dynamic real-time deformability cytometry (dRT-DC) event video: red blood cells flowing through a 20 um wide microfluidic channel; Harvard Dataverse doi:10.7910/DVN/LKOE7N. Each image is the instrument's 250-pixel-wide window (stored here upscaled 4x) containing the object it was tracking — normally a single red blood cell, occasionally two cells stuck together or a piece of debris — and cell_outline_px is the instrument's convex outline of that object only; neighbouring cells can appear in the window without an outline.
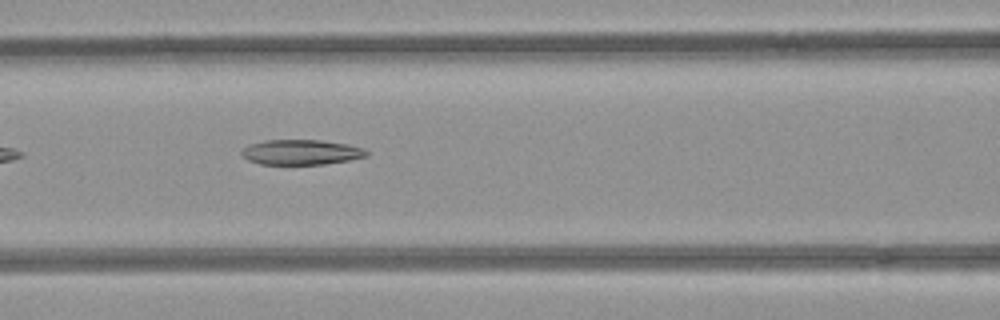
{"species": "common noctule bat (a hibernating species)", "species_latin": "Nyctalus noctula", "temperature_condition": "room temperature", "stored_images_in_passage": 6, "camera_frame_rate_fps": 3000, "um_per_image_px": 0.085, "animal": {"sex": "female", "body_mass_g": 21.9}, "frame": {"image": 1, "passage_image": 6, "time_ms": 1.667, "image_size_px": [1000, 320], "cell_outline_px": [[368, 156], [348, 160], [324, 164], [260, 164], [248, 160], [240, 152], [244, 148], [252, 144], [264, 140], [320, 140], [348, 144], [364, 148], [368, 152]], "centroid_in_image_um": [25.62, 12.93], "position_along_channel_um": 141.0, "area_um2": 18.15}}